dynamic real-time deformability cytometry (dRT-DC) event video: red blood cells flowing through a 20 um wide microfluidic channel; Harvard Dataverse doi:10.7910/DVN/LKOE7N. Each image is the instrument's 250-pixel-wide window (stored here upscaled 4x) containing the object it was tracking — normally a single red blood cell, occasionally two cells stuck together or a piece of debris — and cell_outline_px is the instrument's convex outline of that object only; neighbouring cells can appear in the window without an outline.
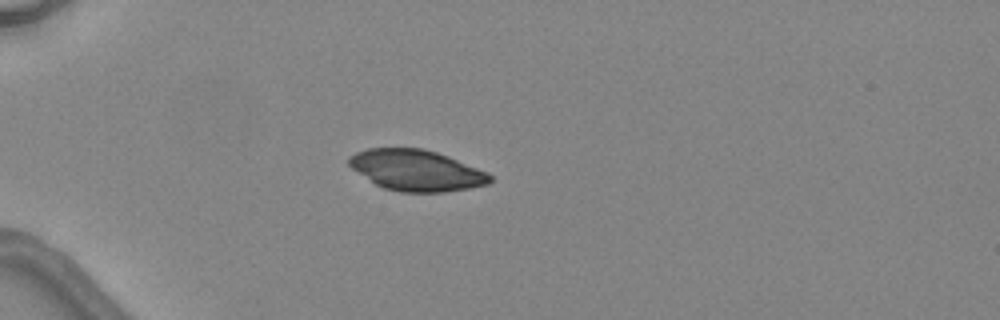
{"species": "common noctule bat (a hibernating species)", "species_latin": "Nyctalus noctula", "temperature_condition": "warm", "stored_images_in_passage": 2, "camera_frame_rate_fps": 3000, "um_per_image_px": 0.085, "animal": {"sex": "female", "body_mass_g": 24.6, "forearm_length_mm": 56.2}, "frame": {"image": 1, "passage_image": 1, "time_ms": 0.0, "image_size_px": [1000, 320], "cell_outline_px": [[492, 180], [488, 184], [468, 188], [444, 192], [400, 192], [384, 188], [376, 184], [352, 168], [348, 164], [348, 156], [356, 152], [368, 148], [424, 148], [448, 156], [488, 172], [492, 176]], "centroid_in_image_um": [35.4, 14.47], "position_along_channel_um": 49.6, "area_um2": 33.58}}